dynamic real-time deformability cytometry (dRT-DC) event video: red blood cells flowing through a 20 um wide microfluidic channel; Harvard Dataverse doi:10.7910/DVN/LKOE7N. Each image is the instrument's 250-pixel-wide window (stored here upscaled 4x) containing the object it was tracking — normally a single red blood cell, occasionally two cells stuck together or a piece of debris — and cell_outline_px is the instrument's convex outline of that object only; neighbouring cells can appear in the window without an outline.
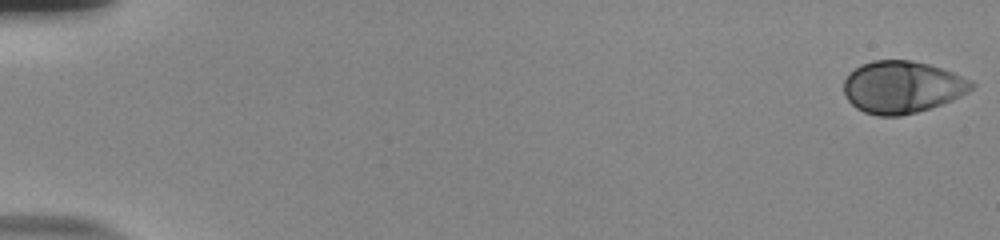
{"species": "human", "species_latin": "Homo sapiens", "temperature_condition": "room temperature", "stored_images_in_passage": 55, "camera_frame_rate_fps": 3000, "um_per_image_px": 0.085, "donor": {"sex": "male"}, "frame": {"image": 1, "passage_image": 1, "time_ms": 0.0, "image_size_px": [1000, 240], "cell_outline_px": [[976, 84], [968, 92], [952, 100], [932, 108], [900, 116], [880, 116], [864, 112], [856, 108], [844, 96], [844, 80], [856, 68], [872, 60], [908, 60], [928, 64], [952, 72], [972, 80]], "centroid_in_image_um": [76.69, 7.41], "position_along_channel_um": 8.3, "area_um2": 38.73}}
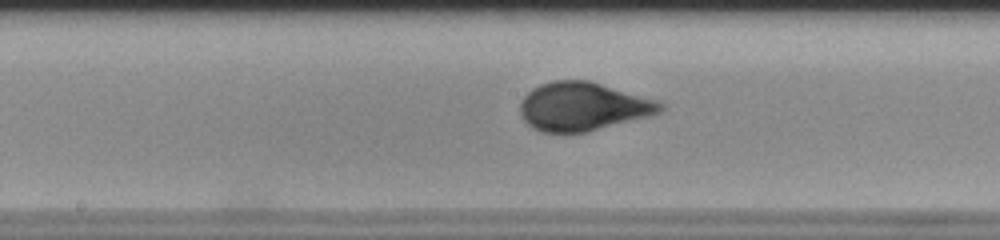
{"frame": {"image": 2, "passage_image": 30, "time_ms": 9.667, "image_size_px": [1000, 240], "cell_outline_px": [[664, 108], [660, 112], [648, 116], [588, 132], [540, 132], [532, 128], [524, 120], [520, 112], [520, 104], [524, 96], [532, 88], [540, 84], [552, 80], [588, 80], [656, 100], [664, 104]], "centroid_in_image_um": [49.51, 9.05], "position_along_channel_um": 198.7, "area_um2": 39.42}}
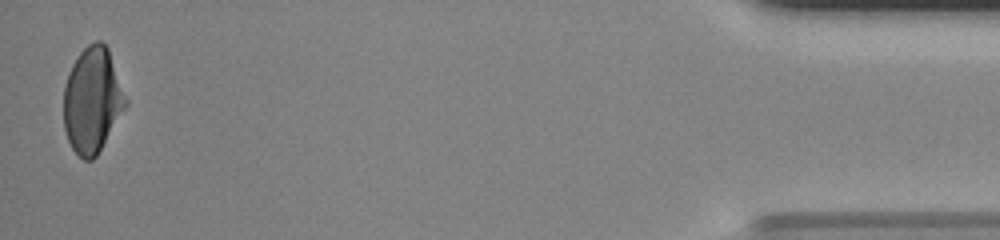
{"frame": {"image": 3, "passage_image": 54, "time_ms": 17.667, "image_size_px": [1000, 240], "cell_outline_px": [[128, 104], [96, 156], [92, 160], [84, 160], [72, 148], [68, 140], [64, 128], [64, 84], [68, 72], [72, 64], [80, 52], [88, 44], [96, 40], [100, 40], [108, 48], [128, 100]], "centroid_in_image_um": [7.85, 8.5], "position_along_channel_um": 427.3, "area_um2": 38.09}, "authors_computed_cell_mechanics": {"area_um2": 38.6104, "velocity_mm_per_s": 3.8411, "shape_relaxation_time_tau1_ms": 5.7507, "shape_relaxation_time_tau2_ms": null, "deformation_change_tau1": 0.2002, "deformation_change_tau2": null}}